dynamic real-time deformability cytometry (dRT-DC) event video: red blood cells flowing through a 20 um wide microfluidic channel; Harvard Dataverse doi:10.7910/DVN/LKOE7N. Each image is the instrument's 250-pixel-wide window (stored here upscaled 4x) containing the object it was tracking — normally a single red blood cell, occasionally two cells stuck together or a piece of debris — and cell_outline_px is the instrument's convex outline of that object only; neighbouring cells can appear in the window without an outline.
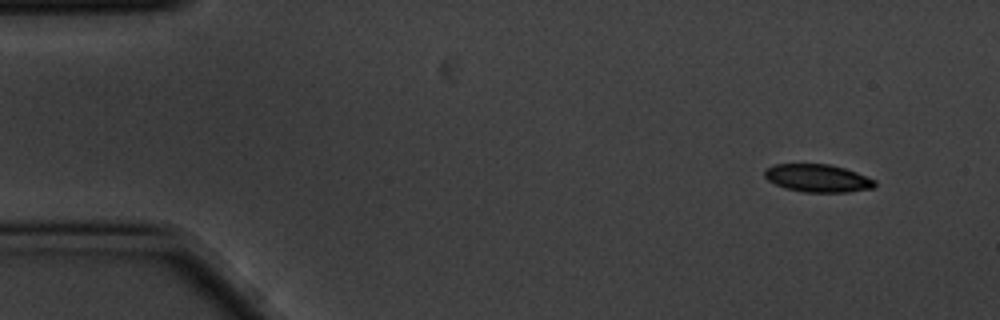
{"species": "common noctule bat (a hibernating species)", "species_latin": "Nyctalus noctula", "temperature_condition": "cold", "stored_images_in_passage": 8, "camera_frame_rate_fps": 3000, "um_per_image_px": 0.085, "animal": {"sex": "male", "body_mass_g": 20.1, "forearm_length_mm": 53.5}, "frame": {"image": 1, "passage_image": 1, "time_ms": 0.0, "image_size_px": [1000, 320], "cell_outline_px": [[876, 184], [872, 188], [848, 192], [804, 192], [784, 188], [768, 180], [764, 176], [764, 172], [768, 168], [776, 164], [828, 164], [844, 168], [856, 172], [876, 180]], "centroid_in_image_um": [69.51, 15.15], "position_along_channel_um": 15.5, "area_um2": 17.74}}